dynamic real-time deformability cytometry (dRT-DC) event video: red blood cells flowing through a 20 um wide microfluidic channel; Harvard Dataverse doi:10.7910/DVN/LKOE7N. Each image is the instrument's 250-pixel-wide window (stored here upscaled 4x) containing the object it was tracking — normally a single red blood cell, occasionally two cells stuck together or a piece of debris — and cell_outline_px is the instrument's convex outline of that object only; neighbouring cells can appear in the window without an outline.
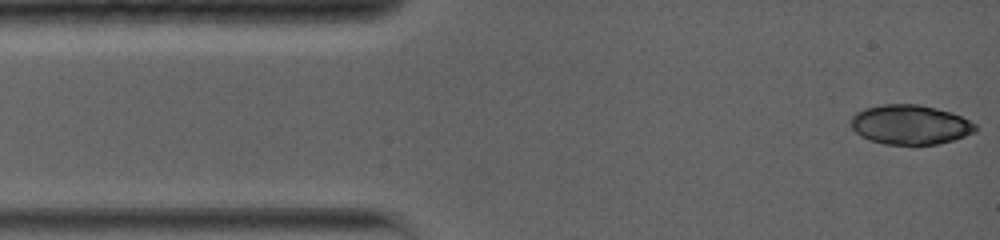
{"species": "common noctule bat (a hibernating species)", "species_latin": "Nyctalus noctula", "temperature_condition": "warm", "stored_images_in_passage": 8, "camera_frame_rate_fps": 5000, "um_per_image_px": 0.085, "animal": {"sex": "female", "body_mass_g": 19.0, "forearm_length_mm": 56.7}, "frame": {"image": 1, "passage_image": 1, "time_ms": 0.0, "image_size_px": [1000, 240], "cell_outline_px": [[976, 132], [952, 140], [936, 144], [912, 148], [884, 144], [868, 140], [860, 136], [852, 128], [852, 116], [856, 112], [864, 108], [884, 104], [920, 104], [952, 112], [976, 124]], "centroid_in_image_um": [77.35, 10.63], "position_along_channel_um": 7.6, "area_um2": 29.42}}